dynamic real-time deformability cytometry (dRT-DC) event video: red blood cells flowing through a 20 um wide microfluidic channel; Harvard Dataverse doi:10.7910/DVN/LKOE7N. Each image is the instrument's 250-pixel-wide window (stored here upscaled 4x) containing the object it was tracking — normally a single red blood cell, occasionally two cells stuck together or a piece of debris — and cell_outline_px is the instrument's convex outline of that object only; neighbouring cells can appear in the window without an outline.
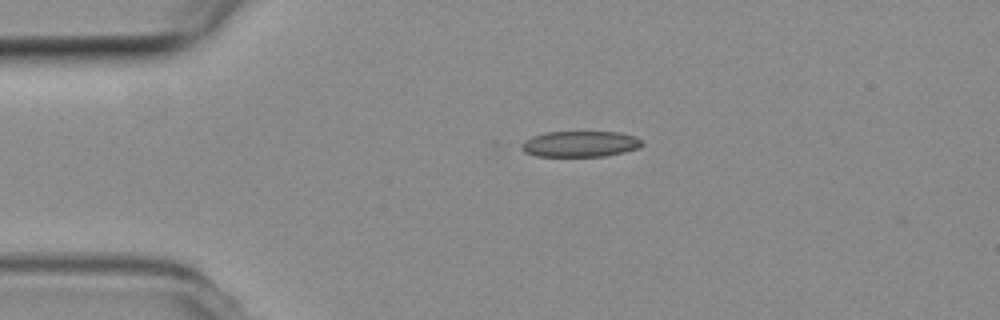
{"species": "common noctule bat (a hibernating species)", "species_latin": "Nyctalus noctula", "temperature_condition": "room temperature", "stored_images_in_passage": 43, "camera_frame_rate_fps": 3000, "um_per_image_px": 0.085, "animal": {"sex": "female", "body_mass_g": 19.3, "forearm_length_mm": 54.1}, "frame": {"image": 1, "passage_image": 1, "time_ms": 0.0, "image_size_px": [1000, 320], "cell_outline_px": [[644, 144], [640, 148], [624, 152], [604, 156], [536, 156], [524, 152], [520, 148], [520, 144], [524, 140], [532, 136], [544, 132], [620, 132], [636, 136]], "centroid_in_image_um": [49.3, 12.23], "position_along_channel_um": 35.7, "area_um2": 18.38}}
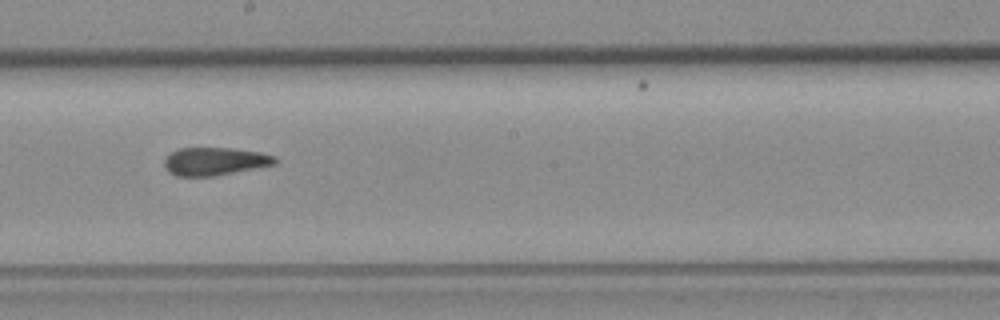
{"frame": {"image": 2, "passage_image": 19, "time_ms": 6.0, "image_size_px": [1000, 320], "cell_outline_px": [[280, 160], [276, 164], [216, 176], [176, 176], [168, 172], [164, 164], [164, 160], [172, 152], [180, 148], [232, 148], [260, 152], [276, 156]], "centroid_in_image_um": [18.3, 13.72], "position_along_channel_um": 229.9, "area_um2": 18.15}}
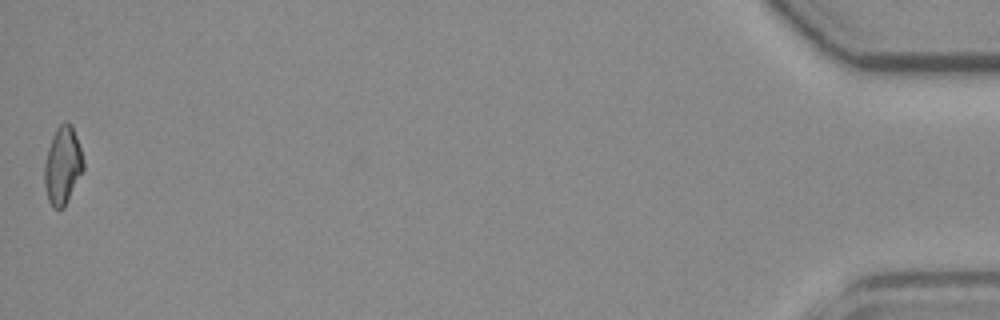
{"frame": {"image": 3, "passage_image": 43, "time_ms": 14.0, "image_size_px": [1000, 320], "cell_outline_px": [[84, 168], [64, 208], [52, 208], [48, 200], [44, 184], [44, 164], [48, 148], [52, 136], [56, 128], [64, 120], [72, 124], [84, 160]], "centroid_in_image_um": [5.31, 14.05], "position_along_channel_um": 429.9, "area_um2": 17.69}, "authors_computed_cell_mechanics": {"area_um2": 18.7272, "velocity_mm_per_s": 3.8103, "shape_relaxation_time_tau1_ms": null, "shape_relaxation_time_tau2_ms": 4.3564, "deformation_change_tau1": null, "deformation_change_tau2": 0.1243}}